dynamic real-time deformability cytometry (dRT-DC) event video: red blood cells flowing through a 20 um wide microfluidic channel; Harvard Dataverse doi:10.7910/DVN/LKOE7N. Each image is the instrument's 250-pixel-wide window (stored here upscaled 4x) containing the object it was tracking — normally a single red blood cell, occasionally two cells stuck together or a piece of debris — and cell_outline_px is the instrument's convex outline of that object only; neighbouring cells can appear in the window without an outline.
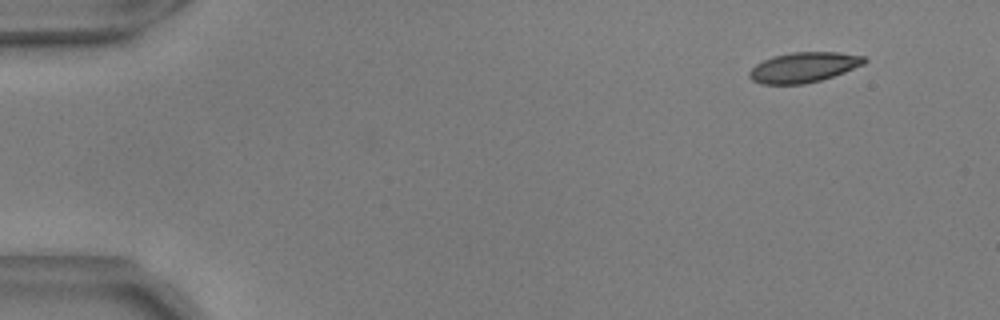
{"species": "common noctule bat (a hibernating species)", "species_latin": "Nyctalus noctula", "temperature_condition": "warm", "stored_images_in_passage": 10, "camera_frame_rate_fps": 3000, "um_per_image_px": 0.085, "animal": {"sex": "male", "body_mass_g": 17.9, "forearm_length_mm": 54.2}, "frame": {"image": 1, "passage_image": 2, "time_ms": 0.333, "image_size_px": [1000, 320], "cell_outline_px": [[868, 60], [864, 64], [844, 72], [820, 80], [804, 84], [760, 84], [752, 80], [748, 76], [748, 72], [756, 64], [764, 60], [776, 56], [792, 52], [836, 52], [864, 56]], "centroid_in_image_um": [68.3, 5.73], "position_along_channel_um": 16.7, "area_um2": 20.06}}